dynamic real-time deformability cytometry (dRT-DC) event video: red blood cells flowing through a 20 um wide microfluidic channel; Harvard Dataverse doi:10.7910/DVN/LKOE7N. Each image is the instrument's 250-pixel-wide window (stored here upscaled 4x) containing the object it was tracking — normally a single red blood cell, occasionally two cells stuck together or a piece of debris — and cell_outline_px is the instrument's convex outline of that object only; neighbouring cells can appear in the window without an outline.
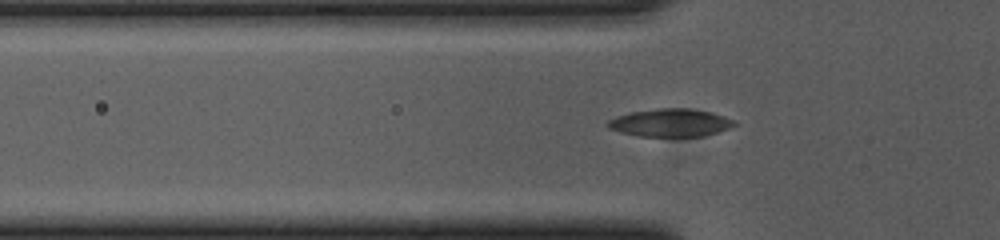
{"species": "common noctule bat (a hibernating species)", "species_latin": "Nyctalus noctula", "temperature_condition": "cold", "stored_images_in_passage": 49, "camera_frame_rate_fps": 3000, "um_per_image_px": 0.085, "animal": {"sex": "female", "body_mass_g": 23.0, "forearm_length_mm": 53.4}, "frame": {"image": 1, "passage_image": 13, "time_ms": 4.0, "image_size_px": [1000, 240], "cell_outline_px": [[736, 124], [732, 128], [704, 136], [636, 136], [620, 132], [608, 128], [604, 124], [608, 120], [632, 112], [656, 108], [688, 108], [708, 112], [724, 116], [732, 120]], "centroid_in_image_um": [56.97, 10.44], "position_along_channel_um": 68.8, "area_um2": 20.46}}
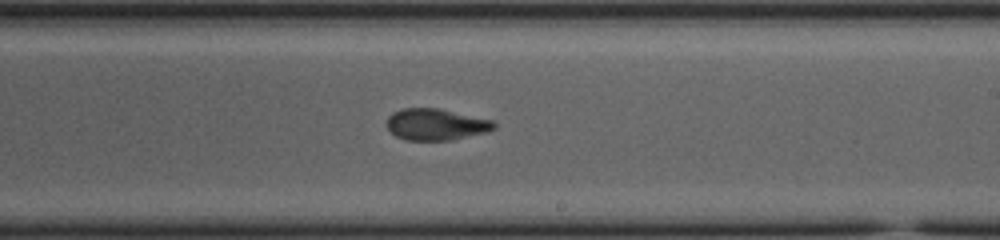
{"frame": {"image": 2, "passage_image": 28, "time_ms": 9.0, "image_size_px": [1000, 240], "cell_outline_px": [[496, 128], [488, 132], [452, 140], [404, 140], [396, 136], [388, 128], [388, 116], [392, 112], [400, 108], [440, 108], [492, 120], [496, 124]], "centroid_in_image_um": [37.07, 10.57], "position_along_channel_um": 251.9, "area_um2": 19.83}}
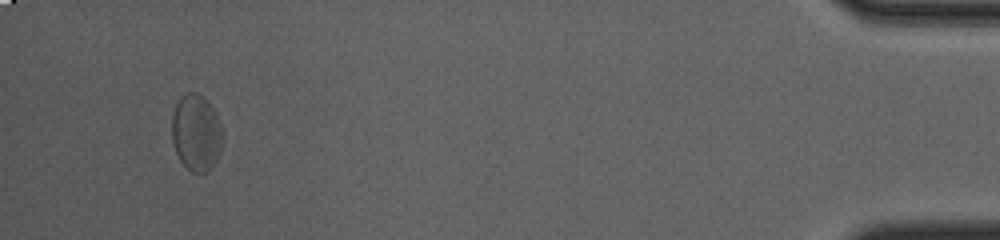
{"frame": {"image": 3, "passage_image": 48, "time_ms": 15.667, "image_size_px": [1000, 240], "cell_outline_px": [[224, 136], [220, 152], [212, 168], [208, 172], [192, 172], [180, 160], [176, 152], [172, 140], [172, 116], [176, 104], [180, 96], [188, 92], [196, 92], [204, 96], [216, 112]], "centroid_in_image_um": [16.7, 11.26], "position_along_channel_um": 418.5, "area_um2": 22.89}}